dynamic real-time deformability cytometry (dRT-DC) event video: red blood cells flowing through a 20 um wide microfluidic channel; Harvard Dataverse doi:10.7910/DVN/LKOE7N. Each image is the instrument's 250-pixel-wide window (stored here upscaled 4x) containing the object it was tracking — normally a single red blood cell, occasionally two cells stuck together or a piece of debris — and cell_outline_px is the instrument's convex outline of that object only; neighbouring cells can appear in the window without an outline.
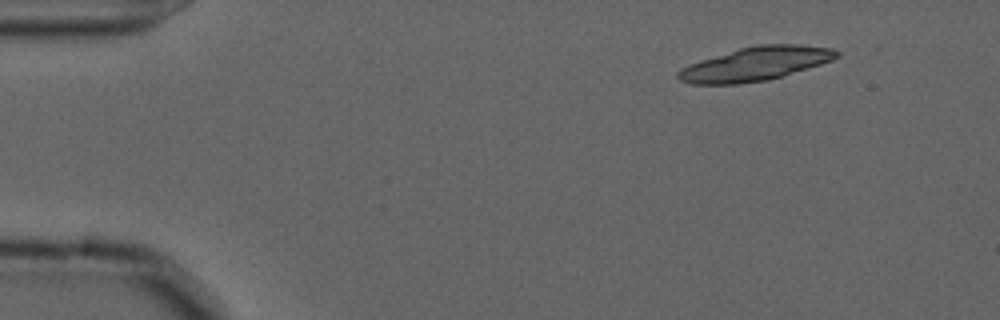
{"species": "common noctule bat (a hibernating species)", "species_latin": "Nyctalus noctula", "temperature_condition": "cold", "stored_images_in_passage": 15, "camera_frame_rate_fps": 3000, "um_per_image_px": 0.085, "animal": {"sex": "male", "forearm_length_mm": 52.5}, "frame": {"image": 1, "passage_image": 1, "time_ms": 0.0, "image_size_px": [1000, 320], "cell_outline_px": [[840, 56], [832, 60], [784, 76], [768, 80], [736, 84], [692, 84], [680, 80], [676, 76], [676, 72], [680, 68], [688, 64], [700, 60], [740, 48], [756, 44], [800, 44], [832, 48], [840, 52]], "centroid_in_image_um": [64.21, 5.42], "position_along_channel_um": 20.8, "area_um2": 31.33}}